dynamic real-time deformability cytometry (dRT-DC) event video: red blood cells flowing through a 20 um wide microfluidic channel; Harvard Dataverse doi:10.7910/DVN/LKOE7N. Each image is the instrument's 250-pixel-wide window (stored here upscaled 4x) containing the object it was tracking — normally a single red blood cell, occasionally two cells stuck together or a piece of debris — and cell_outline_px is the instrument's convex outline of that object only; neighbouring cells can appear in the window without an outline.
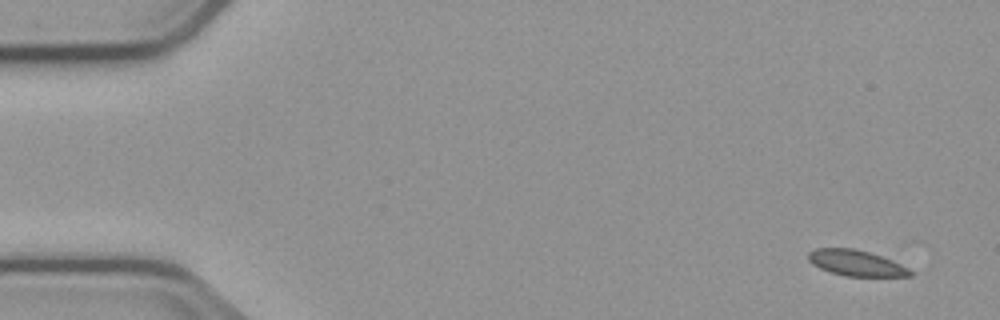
{"species": "common noctule bat (a hibernating species)", "species_latin": "Nyctalus noctula", "temperature_condition": "cold", "stored_images_in_passage": 6, "camera_frame_rate_fps": 3000, "um_per_image_px": 0.085, "animal": {"sex": "male", "body_mass_g": 23.1, "forearm_length_mm": 52.7}, "frame": {"image": 1, "passage_image": 1, "time_ms": 0.0, "image_size_px": [1000, 320], "cell_outline_px": [[912, 276], [844, 276], [820, 268], [812, 264], [808, 260], [808, 252], [816, 248], [852, 248], [868, 252], [892, 260], [908, 268], [912, 272]], "centroid_in_image_um": [72.74, 22.35], "position_along_channel_um": 12.3, "area_um2": 15.14}}
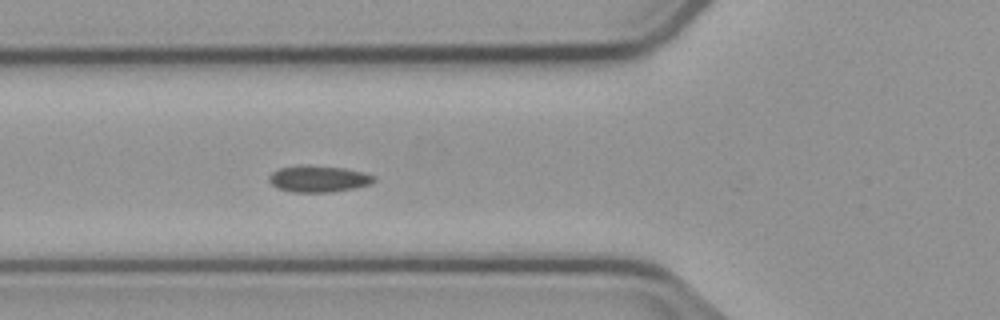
{"frame": {"image": 2, "passage_image": 6, "time_ms": 5.667, "image_size_px": [1000, 320], "cell_outline_px": [[376, 180], [372, 184], [356, 188], [332, 192], [292, 192], [276, 188], [268, 180], [268, 176], [272, 172], [280, 168], [300, 164], [308, 164], [344, 168], [364, 172], [376, 176]], "centroid_in_image_um": [27.09, 15.19], "position_along_channel_um": 98.7, "area_um2": 16.65}}